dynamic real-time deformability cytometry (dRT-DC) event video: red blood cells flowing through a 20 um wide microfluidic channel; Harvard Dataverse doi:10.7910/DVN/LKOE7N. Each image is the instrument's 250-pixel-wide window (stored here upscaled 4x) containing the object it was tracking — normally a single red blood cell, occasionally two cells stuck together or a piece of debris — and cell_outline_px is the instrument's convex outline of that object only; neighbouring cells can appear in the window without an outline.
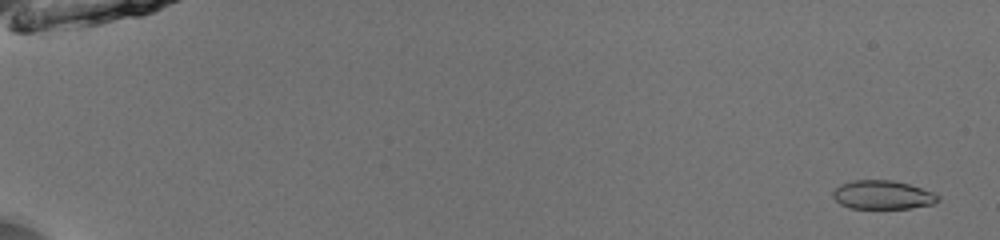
{"species": "common noctule bat (a hibernating species)", "species_latin": "Nyctalus noctula", "temperature_condition": "room temperature", "stored_images_in_passage": 54, "camera_frame_rate_fps": 3000, "um_per_image_px": 0.085, "animal": {"sex": "male", "body_mass_g": 13.0, "forearm_length_mm": 53.1}, "frame": {"image": 1, "passage_image": 3, "time_ms": 0.667, "image_size_px": [1000, 240], "cell_outline_px": [[940, 200], [932, 204], [912, 208], [848, 208], [840, 204], [832, 196], [832, 192], [840, 184], [852, 180], [892, 180], [908, 184], [932, 192], [940, 196]], "centroid_in_image_um": [75.0, 16.56], "position_along_channel_um": 10.0, "area_um2": 17.57}}
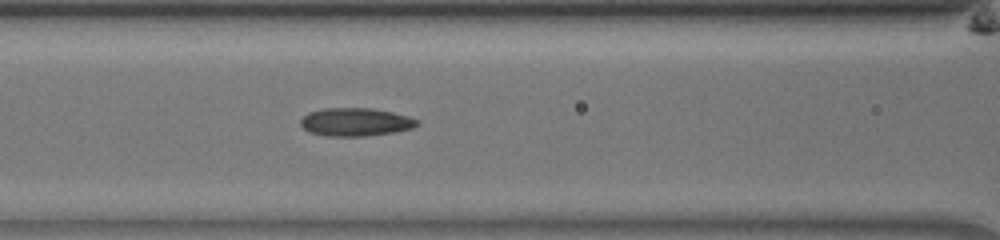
{"frame": {"image": 2, "passage_image": 26, "time_ms": 8.333, "image_size_px": [1000, 240], "cell_outline_px": [[420, 124], [412, 128], [392, 132], [364, 136], [324, 136], [308, 132], [300, 124], [300, 120], [308, 112], [324, 108], [372, 108], [392, 112], [408, 116], [416, 120]], "centroid_in_image_um": [30.18, 10.37], "position_along_channel_um": 136.4, "area_um2": 19.07}}
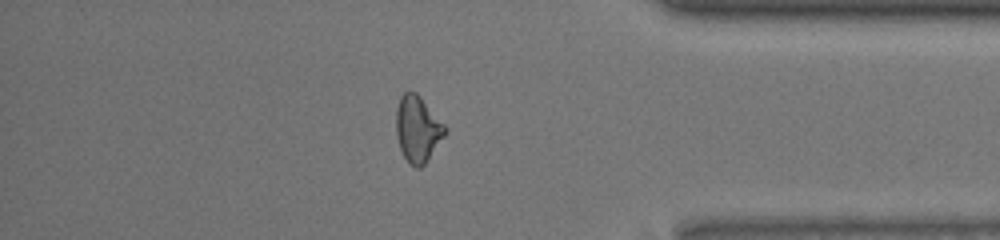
{"frame": {"image": 3, "passage_image": 47, "time_ms": 15.333, "image_size_px": [1000, 240], "cell_outline_px": [[448, 132], [424, 164], [420, 168], [416, 168], [408, 164], [400, 148], [396, 132], [396, 108], [400, 96], [404, 92], [416, 92], [420, 96], [448, 128]], "centroid_in_image_um": [35.51, 10.97], "position_along_channel_um": 399.7, "area_um2": 18.96}, "authors_computed_cell_mechanics": {"area_um2": 18.4382, "velocity_mm_per_s": 3.9805, "shape_relaxation_time_tau1_ms": null, "shape_relaxation_time_tau2_ms": 3.0187, "deformation_change_tau1": null, "deformation_change_tau2": 0.0882}}